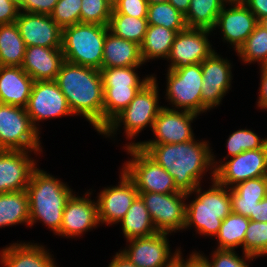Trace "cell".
Here are the masks:
<instances>
[{
    "mask_svg": "<svg viewBox=\"0 0 267 267\" xmlns=\"http://www.w3.org/2000/svg\"><path fill=\"white\" fill-rule=\"evenodd\" d=\"M152 159L174 178L176 187L185 193L192 192L202 180L204 173L211 170L214 180L215 168L209 141L195 139L174 144H139Z\"/></svg>",
    "mask_w": 267,
    "mask_h": 267,
    "instance_id": "1",
    "label": "cell"
},
{
    "mask_svg": "<svg viewBox=\"0 0 267 267\" xmlns=\"http://www.w3.org/2000/svg\"><path fill=\"white\" fill-rule=\"evenodd\" d=\"M55 81L73 115L83 116L100 133L103 129L104 101L101 71L64 61Z\"/></svg>",
    "mask_w": 267,
    "mask_h": 267,
    "instance_id": "2",
    "label": "cell"
},
{
    "mask_svg": "<svg viewBox=\"0 0 267 267\" xmlns=\"http://www.w3.org/2000/svg\"><path fill=\"white\" fill-rule=\"evenodd\" d=\"M26 192L29 202V226L41 221L57 235L63 210L73 190L58 178L36 168L31 174Z\"/></svg>",
    "mask_w": 267,
    "mask_h": 267,
    "instance_id": "3",
    "label": "cell"
},
{
    "mask_svg": "<svg viewBox=\"0 0 267 267\" xmlns=\"http://www.w3.org/2000/svg\"><path fill=\"white\" fill-rule=\"evenodd\" d=\"M191 193L197 196L186 204L184 229L194 225L198 234L215 237L222 220L232 213L231 188L214 179L207 191L202 192L199 184Z\"/></svg>",
    "mask_w": 267,
    "mask_h": 267,
    "instance_id": "4",
    "label": "cell"
},
{
    "mask_svg": "<svg viewBox=\"0 0 267 267\" xmlns=\"http://www.w3.org/2000/svg\"><path fill=\"white\" fill-rule=\"evenodd\" d=\"M108 26L78 23L62 29L61 50L64 60L101 70Z\"/></svg>",
    "mask_w": 267,
    "mask_h": 267,
    "instance_id": "5",
    "label": "cell"
},
{
    "mask_svg": "<svg viewBox=\"0 0 267 267\" xmlns=\"http://www.w3.org/2000/svg\"><path fill=\"white\" fill-rule=\"evenodd\" d=\"M158 90L157 79L153 77L139 90L129 105L117 114L99 134L105 135L106 138L113 137L119 130V126L123 124L126 138L131 140L135 139L137 134L148 125L152 129L158 113L163 108L159 105Z\"/></svg>",
    "mask_w": 267,
    "mask_h": 267,
    "instance_id": "6",
    "label": "cell"
},
{
    "mask_svg": "<svg viewBox=\"0 0 267 267\" xmlns=\"http://www.w3.org/2000/svg\"><path fill=\"white\" fill-rule=\"evenodd\" d=\"M124 149L132 157L125 162L122 170L134 182L138 192L169 194L181 192L174 178L139 146Z\"/></svg>",
    "mask_w": 267,
    "mask_h": 267,
    "instance_id": "7",
    "label": "cell"
},
{
    "mask_svg": "<svg viewBox=\"0 0 267 267\" xmlns=\"http://www.w3.org/2000/svg\"><path fill=\"white\" fill-rule=\"evenodd\" d=\"M40 132L24 107L0 103V148L42 151Z\"/></svg>",
    "mask_w": 267,
    "mask_h": 267,
    "instance_id": "8",
    "label": "cell"
},
{
    "mask_svg": "<svg viewBox=\"0 0 267 267\" xmlns=\"http://www.w3.org/2000/svg\"><path fill=\"white\" fill-rule=\"evenodd\" d=\"M166 100L174 110H184L195 114L202 113L203 73L201 63L181 69L167 70ZM174 105V106H173Z\"/></svg>",
    "mask_w": 267,
    "mask_h": 267,
    "instance_id": "9",
    "label": "cell"
},
{
    "mask_svg": "<svg viewBox=\"0 0 267 267\" xmlns=\"http://www.w3.org/2000/svg\"><path fill=\"white\" fill-rule=\"evenodd\" d=\"M150 213L158 233L171 234L184 229L186 200L191 192H176L169 194L138 192Z\"/></svg>",
    "mask_w": 267,
    "mask_h": 267,
    "instance_id": "10",
    "label": "cell"
},
{
    "mask_svg": "<svg viewBox=\"0 0 267 267\" xmlns=\"http://www.w3.org/2000/svg\"><path fill=\"white\" fill-rule=\"evenodd\" d=\"M213 165L214 179L228 188L248 179L267 176V143L260 149L243 151L225 161H215L213 154Z\"/></svg>",
    "mask_w": 267,
    "mask_h": 267,
    "instance_id": "11",
    "label": "cell"
},
{
    "mask_svg": "<svg viewBox=\"0 0 267 267\" xmlns=\"http://www.w3.org/2000/svg\"><path fill=\"white\" fill-rule=\"evenodd\" d=\"M168 234L156 233L149 237L133 238L128 249L120 252L137 267H170L180 255V249L171 253Z\"/></svg>",
    "mask_w": 267,
    "mask_h": 267,
    "instance_id": "12",
    "label": "cell"
},
{
    "mask_svg": "<svg viewBox=\"0 0 267 267\" xmlns=\"http://www.w3.org/2000/svg\"><path fill=\"white\" fill-rule=\"evenodd\" d=\"M25 109L39 132L40 128L37 125L40 121L73 115L55 80L34 81Z\"/></svg>",
    "mask_w": 267,
    "mask_h": 267,
    "instance_id": "13",
    "label": "cell"
},
{
    "mask_svg": "<svg viewBox=\"0 0 267 267\" xmlns=\"http://www.w3.org/2000/svg\"><path fill=\"white\" fill-rule=\"evenodd\" d=\"M198 114L174 110L164 106L158 113L152 132L155 135L154 140L142 142H129L127 146H138L139 144H174L193 140L194 133L191 123Z\"/></svg>",
    "mask_w": 267,
    "mask_h": 267,
    "instance_id": "14",
    "label": "cell"
},
{
    "mask_svg": "<svg viewBox=\"0 0 267 267\" xmlns=\"http://www.w3.org/2000/svg\"><path fill=\"white\" fill-rule=\"evenodd\" d=\"M213 32L207 29L186 28L177 32L167 61L170 65L167 69H181L192 64L202 63L215 50L208 39Z\"/></svg>",
    "mask_w": 267,
    "mask_h": 267,
    "instance_id": "15",
    "label": "cell"
},
{
    "mask_svg": "<svg viewBox=\"0 0 267 267\" xmlns=\"http://www.w3.org/2000/svg\"><path fill=\"white\" fill-rule=\"evenodd\" d=\"M229 61L214 51L201 63L203 73L202 113L219 106L222 98L232 87V65Z\"/></svg>",
    "mask_w": 267,
    "mask_h": 267,
    "instance_id": "16",
    "label": "cell"
},
{
    "mask_svg": "<svg viewBox=\"0 0 267 267\" xmlns=\"http://www.w3.org/2000/svg\"><path fill=\"white\" fill-rule=\"evenodd\" d=\"M120 182L117 186L104 187L97 196L98 218L102 224L119 223L139 195L134 182L121 171Z\"/></svg>",
    "mask_w": 267,
    "mask_h": 267,
    "instance_id": "17",
    "label": "cell"
},
{
    "mask_svg": "<svg viewBox=\"0 0 267 267\" xmlns=\"http://www.w3.org/2000/svg\"><path fill=\"white\" fill-rule=\"evenodd\" d=\"M88 192L82 197L75 195L74 192L67 200L57 235L73 238L100 225L97 201L88 198L92 193L89 190Z\"/></svg>",
    "mask_w": 267,
    "mask_h": 267,
    "instance_id": "18",
    "label": "cell"
},
{
    "mask_svg": "<svg viewBox=\"0 0 267 267\" xmlns=\"http://www.w3.org/2000/svg\"><path fill=\"white\" fill-rule=\"evenodd\" d=\"M42 151H0V194L21 191L27 188L32 172L37 168L29 153Z\"/></svg>",
    "mask_w": 267,
    "mask_h": 267,
    "instance_id": "19",
    "label": "cell"
},
{
    "mask_svg": "<svg viewBox=\"0 0 267 267\" xmlns=\"http://www.w3.org/2000/svg\"><path fill=\"white\" fill-rule=\"evenodd\" d=\"M231 5L226 9V5ZM258 24L256 16L242 1L227 2L218 15L215 28L221 30L223 41L237 52Z\"/></svg>",
    "mask_w": 267,
    "mask_h": 267,
    "instance_id": "20",
    "label": "cell"
},
{
    "mask_svg": "<svg viewBox=\"0 0 267 267\" xmlns=\"http://www.w3.org/2000/svg\"><path fill=\"white\" fill-rule=\"evenodd\" d=\"M15 23L26 47L61 48L62 29L50 15L20 11Z\"/></svg>",
    "mask_w": 267,
    "mask_h": 267,
    "instance_id": "21",
    "label": "cell"
},
{
    "mask_svg": "<svg viewBox=\"0 0 267 267\" xmlns=\"http://www.w3.org/2000/svg\"><path fill=\"white\" fill-rule=\"evenodd\" d=\"M61 48L26 47L22 69L34 81H54L64 62Z\"/></svg>",
    "mask_w": 267,
    "mask_h": 267,
    "instance_id": "22",
    "label": "cell"
},
{
    "mask_svg": "<svg viewBox=\"0 0 267 267\" xmlns=\"http://www.w3.org/2000/svg\"><path fill=\"white\" fill-rule=\"evenodd\" d=\"M34 80L15 66H0V103L26 107Z\"/></svg>",
    "mask_w": 267,
    "mask_h": 267,
    "instance_id": "23",
    "label": "cell"
},
{
    "mask_svg": "<svg viewBox=\"0 0 267 267\" xmlns=\"http://www.w3.org/2000/svg\"><path fill=\"white\" fill-rule=\"evenodd\" d=\"M46 250L36 243H12L0 251V263L4 267H58Z\"/></svg>",
    "mask_w": 267,
    "mask_h": 267,
    "instance_id": "24",
    "label": "cell"
},
{
    "mask_svg": "<svg viewBox=\"0 0 267 267\" xmlns=\"http://www.w3.org/2000/svg\"><path fill=\"white\" fill-rule=\"evenodd\" d=\"M140 45L118 37L108 30L103 48L102 68L142 66Z\"/></svg>",
    "mask_w": 267,
    "mask_h": 267,
    "instance_id": "25",
    "label": "cell"
},
{
    "mask_svg": "<svg viewBox=\"0 0 267 267\" xmlns=\"http://www.w3.org/2000/svg\"><path fill=\"white\" fill-rule=\"evenodd\" d=\"M126 240L133 238L149 237L156 233V228L147 210L144 201L138 195L120 221Z\"/></svg>",
    "mask_w": 267,
    "mask_h": 267,
    "instance_id": "26",
    "label": "cell"
},
{
    "mask_svg": "<svg viewBox=\"0 0 267 267\" xmlns=\"http://www.w3.org/2000/svg\"><path fill=\"white\" fill-rule=\"evenodd\" d=\"M29 221L26 189L0 194V228L21 223L29 226Z\"/></svg>",
    "mask_w": 267,
    "mask_h": 267,
    "instance_id": "27",
    "label": "cell"
},
{
    "mask_svg": "<svg viewBox=\"0 0 267 267\" xmlns=\"http://www.w3.org/2000/svg\"><path fill=\"white\" fill-rule=\"evenodd\" d=\"M176 36L174 30L164 26L148 25L143 42L140 45L144 64L149 60L169 57L171 47Z\"/></svg>",
    "mask_w": 267,
    "mask_h": 267,
    "instance_id": "28",
    "label": "cell"
},
{
    "mask_svg": "<svg viewBox=\"0 0 267 267\" xmlns=\"http://www.w3.org/2000/svg\"><path fill=\"white\" fill-rule=\"evenodd\" d=\"M26 45L16 23L0 25V66L21 67Z\"/></svg>",
    "mask_w": 267,
    "mask_h": 267,
    "instance_id": "29",
    "label": "cell"
},
{
    "mask_svg": "<svg viewBox=\"0 0 267 267\" xmlns=\"http://www.w3.org/2000/svg\"><path fill=\"white\" fill-rule=\"evenodd\" d=\"M226 3V0H191L184 15L187 28L216 30L218 15Z\"/></svg>",
    "mask_w": 267,
    "mask_h": 267,
    "instance_id": "30",
    "label": "cell"
},
{
    "mask_svg": "<svg viewBox=\"0 0 267 267\" xmlns=\"http://www.w3.org/2000/svg\"><path fill=\"white\" fill-rule=\"evenodd\" d=\"M250 219L243 215L232 212L222 220L220 230L215 236L218 241L216 249L235 250L239 246L243 247L245 232Z\"/></svg>",
    "mask_w": 267,
    "mask_h": 267,
    "instance_id": "31",
    "label": "cell"
},
{
    "mask_svg": "<svg viewBox=\"0 0 267 267\" xmlns=\"http://www.w3.org/2000/svg\"><path fill=\"white\" fill-rule=\"evenodd\" d=\"M148 27L146 18H136L126 14H111L109 31L114 35L141 45Z\"/></svg>",
    "mask_w": 267,
    "mask_h": 267,
    "instance_id": "32",
    "label": "cell"
},
{
    "mask_svg": "<svg viewBox=\"0 0 267 267\" xmlns=\"http://www.w3.org/2000/svg\"><path fill=\"white\" fill-rule=\"evenodd\" d=\"M143 87H104L103 128L129 103Z\"/></svg>",
    "mask_w": 267,
    "mask_h": 267,
    "instance_id": "33",
    "label": "cell"
},
{
    "mask_svg": "<svg viewBox=\"0 0 267 267\" xmlns=\"http://www.w3.org/2000/svg\"><path fill=\"white\" fill-rule=\"evenodd\" d=\"M148 25L164 26L176 33L187 28L184 15L169 2L148 4Z\"/></svg>",
    "mask_w": 267,
    "mask_h": 267,
    "instance_id": "34",
    "label": "cell"
},
{
    "mask_svg": "<svg viewBox=\"0 0 267 267\" xmlns=\"http://www.w3.org/2000/svg\"><path fill=\"white\" fill-rule=\"evenodd\" d=\"M237 54L243 63L259 62L261 67L267 66V30L257 24Z\"/></svg>",
    "mask_w": 267,
    "mask_h": 267,
    "instance_id": "35",
    "label": "cell"
},
{
    "mask_svg": "<svg viewBox=\"0 0 267 267\" xmlns=\"http://www.w3.org/2000/svg\"><path fill=\"white\" fill-rule=\"evenodd\" d=\"M140 66L102 68L103 87H144L154 77L147 76L142 80L135 72Z\"/></svg>",
    "mask_w": 267,
    "mask_h": 267,
    "instance_id": "36",
    "label": "cell"
},
{
    "mask_svg": "<svg viewBox=\"0 0 267 267\" xmlns=\"http://www.w3.org/2000/svg\"><path fill=\"white\" fill-rule=\"evenodd\" d=\"M242 249L244 253L256 258L267 256V222L250 220Z\"/></svg>",
    "mask_w": 267,
    "mask_h": 267,
    "instance_id": "37",
    "label": "cell"
},
{
    "mask_svg": "<svg viewBox=\"0 0 267 267\" xmlns=\"http://www.w3.org/2000/svg\"><path fill=\"white\" fill-rule=\"evenodd\" d=\"M228 155L224 159L236 156L243 151L262 148L267 143V138H260L251 129H239L234 131L226 142Z\"/></svg>",
    "mask_w": 267,
    "mask_h": 267,
    "instance_id": "38",
    "label": "cell"
},
{
    "mask_svg": "<svg viewBox=\"0 0 267 267\" xmlns=\"http://www.w3.org/2000/svg\"><path fill=\"white\" fill-rule=\"evenodd\" d=\"M80 23L108 26L113 6L108 0H82Z\"/></svg>",
    "mask_w": 267,
    "mask_h": 267,
    "instance_id": "39",
    "label": "cell"
},
{
    "mask_svg": "<svg viewBox=\"0 0 267 267\" xmlns=\"http://www.w3.org/2000/svg\"><path fill=\"white\" fill-rule=\"evenodd\" d=\"M82 0H58L50 14L53 21L61 28L80 23Z\"/></svg>",
    "mask_w": 267,
    "mask_h": 267,
    "instance_id": "40",
    "label": "cell"
},
{
    "mask_svg": "<svg viewBox=\"0 0 267 267\" xmlns=\"http://www.w3.org/2000/svg\"><path fill=\"white\" fill-rule=\"evenodd\" d=\"M208 264L209 267H249L246 261H253L256 257L242 253L244 256L241 258L235 250L216 249L211 254L212 260H209L205 255L197 252Z\"/></svg>",
    "mask_w": 267,
    "mask_h": 267,
    "instance_id": "41",
    "label": "cell"
},
{
    "mask_svg": "<svg viewBox=\"0 0 267 267\" xmlns=\"http://www.w3.org/2000/svg\"><path fill=\"white\" fill-rule=\"evenodd\" d=\"M239 197L263 199L267 196V176L248 179L231 188Z\"/></svg>",
    "mask_w": 267,
    "mask_h": 267,
    "instance_id": "42",
    "label": "cell"
},
{
    "mask_svg": "<svg viewBox=\"0 0 267 267\" xmlns=\"http://www.w3.org/2000/svg\"><path fill=\"white\" fill-rule=\"evenodd\" d=\"M112 6L111 14H126L136 18L147 17V0H117Z\"/></svg>",
    "mask_w": 267,
    "mask_h": 267,
    "instance_id": "43",
    "label": "cell"
},
{
    "mask_svg": "<svg viewBox=\"0 0 267 267\" xmlns=\"http://www.w3.org/2000/svg\"><path fill=\"white\" fill-rule=\"evenodd\" d=\"M58 0H18L19 10L27 13L50 15Z\"/></svg>",
    "mask_w": 267,
    "mask_h": 267,
    "instance_id": "44",
    "label": "cell"
},
{
    "mask_svg": "<svg viewBox=\"0 0 267 267\" xmlns=\"http://www.w3.org/2000/svg\"><path fill=\"white\" fill-rule=\"evenodd\" d=\"M262 199H250L239 197L231 189V206L232 212L249 217L251 214H254V209L256 208L259 201Z\"/></svg>",
    "mask_w": 267,
    "mask_h": 267,
    "instance_id": "45",
    "label": "cell"
},
{
    "mask_svg": "<svg viewBox=\"0 0 267 267\" xmlns=\"http://www.w3.org/2000/svg\"><path fill=\"white\" fill-rule=\"evenodd\" d=\"M19 12L17 0H0V25L14 23Z\"/></svg>",
    "mask_w": 267,
    "mask_h": 267,
    "instance_id": "46",
    "label": "cell"
},
{
    "mask_svg": "<svg viewBox=\"0 0 267 267\" xmlns=\"http://www.w3.org/2000/svg\"><path fill=\"white\" fill-rule=\"evenodd\" d=\"M256 16L257 21L267 16V0H241Z\"/></svg>",
    "mask_w": 267,
    "mask_h": 267,
    "instance_id": "47",
    "label": "cell"
},
{
    "mask_svg": "<svg viewBox=\"0 0 267 267\" xmlns=\"http://www.w3.org/2000/svg\"><path fill=\"white\" fill-rule=\"evenodd\" d=\"M261 69V76H260V87H259V99L257 106L260 109L267 110V66L260 67Z\"/></svg>",
    "mask_w": 267,
    "mask_h": 267,
    "instance_id": "48",
    "label": "cell"
},
{
    "mask_svg": "<svg viewBox=\"0 0 267 267\" xmlns=\"http://www.w3.org/2000/svg\"><path fill=\"white\" fill-rule=\"evenodd\" d=\"M180 253V267H209L206 261L194 251L190 254L189 258L185 261Z\"/></svg>",
    "mask_w": 267,
    "mask_h": 267,
    "instance_id": "49",
    "label": "cell"
},
{
    "mask_svg": "<svg viewBox=\"0 0 267 267\" xmlns=\"http://www.w3.org/2000/svg\"><path fill=\"white\" fill-rule=\"evenodd\" d=\"M248 218L256 222H267V196L259 201L254 209V214Z\"/></svg>",
    "mask_w": 267,
    "mask_h": 267,
    "instance_id": "50",
    "label": "cell"
},
{
    "mask_svg": "<svg viewBox=\"0 0 267 267\" xmlns=\"http://www.w3.org/2000/svg\"><path fill=\"white\" fill-rule=\"evenodd\" d=\"M108 267H137L129 261L120 251L116 252Z\"/></svg>",
    "mask_w": 267,
    "mask_h": 267,
    "instance_id": "51",
    "label": "cell"
},
{
    "mask_svg": "<svg viewBox=\"0 0 267 267\" xmlns=\"http://www.w3.org/2000/svg\"><path fill=\"white\" fill-rule=\"evenodd\" d=\"M191 0H168V2L178 11H180L183 15H185L190 6Z\"/></svg>",
    "mask_w": 267,
    "mask_h": 267,
    "instance_id": "52",
    "label": "cell"
},
{
    "mask_svg": "<svg viewBox=\"0 0 267 267\" xmlns=\"http://www.w3.org/2000/svg\"><path fill=\"white\" fill-rule=\"evenodd\" d=\"M258 24H259L261 27H263L265 30H267V16L261 18V19L258 21Z\"/></svg>",
    "mask_w": 267,
    "mask_h": 267,
    "instance_id": "53",
    "label": "cell"
},
{
    "mask_svg": "<svg viewBox=\"0 0 267 267\" xmlns=\"http://www.w3.org/2000/svg\"><path fill=\"white\" fill-rule=\"evenodd\" d=\"M148 4H153V3H164L168 2V0H147Z\"/></svg>",
    "mask_w": 267,
    "mask_h": 267,
    "instance_id": "54",
    "label": "cell"
},
{
    "mask_svg": "<svg viewBox=\"0 0 267 267\" xmlns=\"http://www.w3.org/2000/svg\"><path fill=\"white\" fill-rule=\"evenodd\" d=\"M170 267H180V255L177 257L176 262H174Z\"/></svg>",
    "mask_w": 267,
    "mask_h": 267,
    "instance_id": "55",
    "label": "cell"
},
{
    "mask_svg": "<svg viewBox=\"0 0 267 267\" xmlns=\"http://www.w3.org/2000/svg\"><path fill=\"white\" fill-rule=\"evenodd\" d=\"M227 2H239L241 0H226Z\"/></svg>",
    "mask_w": 267,
    "mask_h": 267,
    "instance_id": "56",
    "label": "cell"
},
{
    "mask_svg": "<svg viewBox=\"0 0 267 267\" xmlns=\"http://www.w3.org/2000/svg\"><path fill=\"white\" fill-rule=\"evenodd\" d=\"M112 5L117 1V0H108Z\"/></svg>",
    "mask_w": 267,
    "mask_h": 267,
    "instance_id": "57",
    "label": "cell"
}]
</instances>
